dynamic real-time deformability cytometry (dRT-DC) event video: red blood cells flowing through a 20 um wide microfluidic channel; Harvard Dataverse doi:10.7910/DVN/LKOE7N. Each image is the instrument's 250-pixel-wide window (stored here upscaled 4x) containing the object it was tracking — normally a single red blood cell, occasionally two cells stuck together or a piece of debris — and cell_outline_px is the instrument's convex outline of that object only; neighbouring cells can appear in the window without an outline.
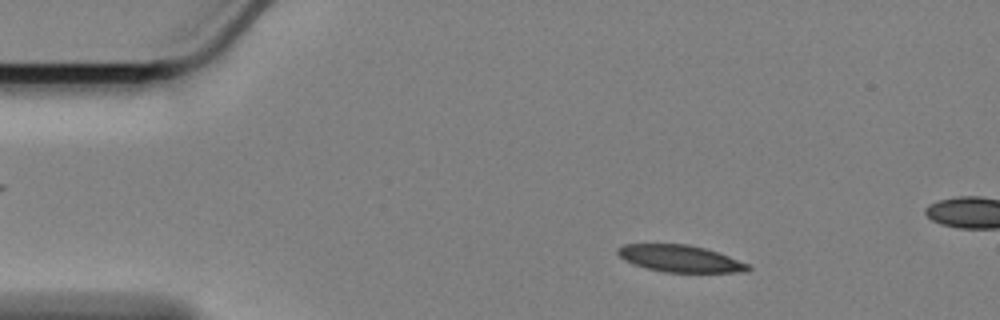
{"species": "Egyptian fruit bat (a non-hibernating species)", "species_latin": "Rousettus aegyptiacus", "temperature_condition": "cold", "stored_images_in_passage": 19, "camera_frame_rate_fps": 3000, "um_per_image_px": 0.085, "animal": {"sex": "female"}, "frame": {"image": 1, "passage_image": 8, "time_ms": 2.333, "image_size_px": [1000, 320], "cell_outline_px": [[752, 268], [748, 272], [664, 272], [632, 264], [624, 260], [616, 252], [616, 248], [624, 244], [688, 244], [704, 248], [728, 256], [748, 264]], "centroid_in_image_um": [57.78, 21.98], "position_along_channel_um": 27.2, "area_um2": 20.35}}
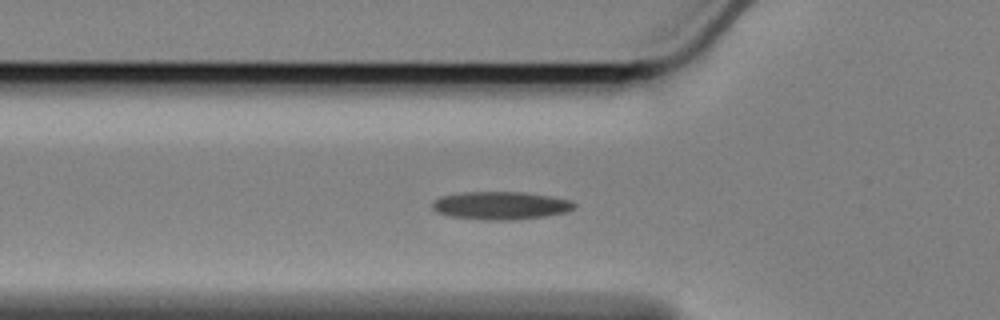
{"frame": {"image": 2, "passage_image": 18, "time_ms": 5.667, "image_size_px": [1000, 320], "cell_outline_px": [[576, 208], [568, 212], [544, 216], [512, 220], [484, 220], [452, 216], [436, 212], [432, 208], [432, 204], [440, 196], [464, 192], [524, 192], [548, 196], [568, 200], [576, 204]], "centroid_in_image_um": [42.56, 17.47], "position_along_channel_um": 83.2, "area_um2": 23.0}}